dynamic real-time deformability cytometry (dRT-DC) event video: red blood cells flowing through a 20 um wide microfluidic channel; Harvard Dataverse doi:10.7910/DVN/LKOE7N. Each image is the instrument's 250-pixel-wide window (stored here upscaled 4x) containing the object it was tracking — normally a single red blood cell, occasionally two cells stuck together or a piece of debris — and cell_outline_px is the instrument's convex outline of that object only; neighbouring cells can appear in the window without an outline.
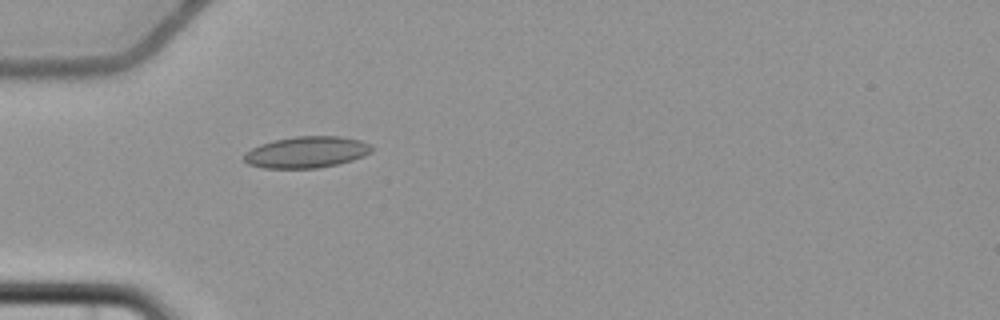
{"species": "common noctule bat (a hibernating species)", "species_latin": "Nyctalus noctula", "temperature_condition": "cold", "stored_images_in_passage": 5, "camera_frame_rate_fps": 3000, "um_per_image_px": 0.085, "animal": {"sex": "female", "body_mass_g": 22.7, "forearm_length_mm": 54.2}, "frame": {"image": 1, "passage_image": 5, "time_ms": 5.667, "image_size_px": [1000, 320], "cell_outline_px": [[376, 148], [372, 152], [364, 156], [352, 160], [336, 164], [316, 168], [264, 168], [248, 164], [244, 160], [244, 152], [260, 144], [276, 140], [296, 136], [340, 136], [360, 140], [372, 144]], "centroid_in_image_um": [26.1, 12.93], "position_along_channel_um": 58.9, "area_um2": 23.47}}